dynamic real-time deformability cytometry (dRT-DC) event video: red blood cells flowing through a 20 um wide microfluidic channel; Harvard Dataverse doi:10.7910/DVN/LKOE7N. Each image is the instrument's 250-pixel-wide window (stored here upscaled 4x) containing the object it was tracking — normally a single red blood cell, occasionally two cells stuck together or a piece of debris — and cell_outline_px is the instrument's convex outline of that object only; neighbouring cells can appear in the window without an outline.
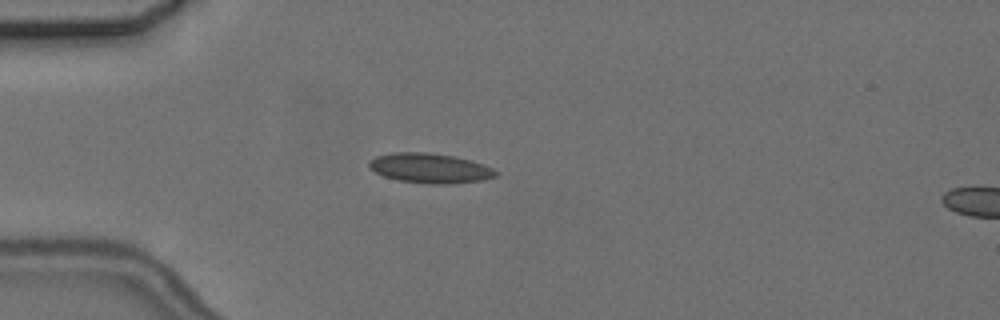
{"species": "common noctule bat (a hibernating species)", "species_latin": "Nyctalus noctula", "temperature_condition": "cold", "stored_images_in_passage": 4, "camera_frame_rate_fps": 3000, "um_per_image_px": 0.085, "animal": {"sex": "female", "body_mass_g": 24.6, "forearm_length_mm": 56.2}, "frame": {"image": 1, "passage_image": 3, "time_ms": 3.333, "image_size_px": [1000, 320], "cell_outline_px": [[500, 172], [496, 176], [484, 180], [444, 184], [428, 184], [396, 180], [384, 176], [368, 168], [368, 160], [376, 156], [392, 152], [428, 152], [452, 156], [472, 160], [484, 164]], "centroid_in_image_um": [36.53, 14.29], "position_along_channel_um": 48.5, "area_um2": 22.25}}